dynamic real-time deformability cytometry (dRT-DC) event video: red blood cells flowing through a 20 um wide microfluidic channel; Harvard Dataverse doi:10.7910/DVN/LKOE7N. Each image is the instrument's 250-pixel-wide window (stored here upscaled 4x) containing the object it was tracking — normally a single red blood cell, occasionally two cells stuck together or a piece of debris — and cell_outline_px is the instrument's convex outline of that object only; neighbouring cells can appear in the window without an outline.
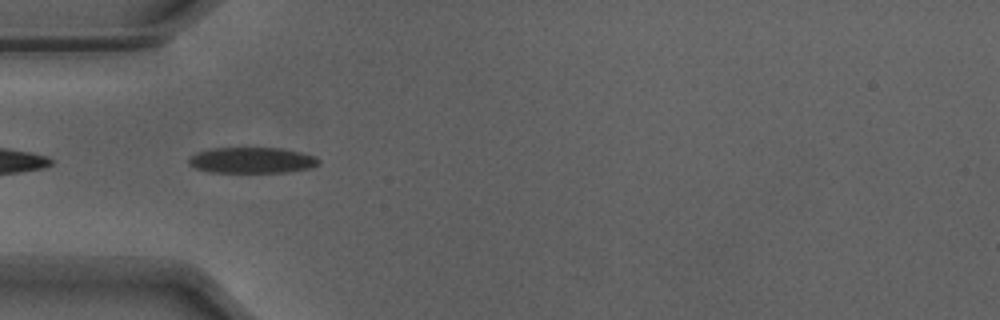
{"species": "Egyptian fruit bat (a non-hibernating species)", "species_latin": "Rousettus aegyptiacus", "temperature_condition": "warm", "stored_images_in_passage": 38, "camera_frame_rate_fps": 3000, "um_per_image_px": 0.085, "animal": {"sex": "male"}, "frame": {"image": 1, "passage_image": 2, "time_ms": 0.333, "image_size_px": [1000, 320], "cell_outline_px": [[320, 164], [312, 168], [288, 172], [208, 172], [196, 168], [188, 164], [188, 160], [196, 152], [212, 148], [280, 148], [300, 152], [316, 156], [320, 160]], "centroid_in_image_um": [21.44, 13.62], "position_along_channel_um": 63.6, "area_um2": 19.71}}
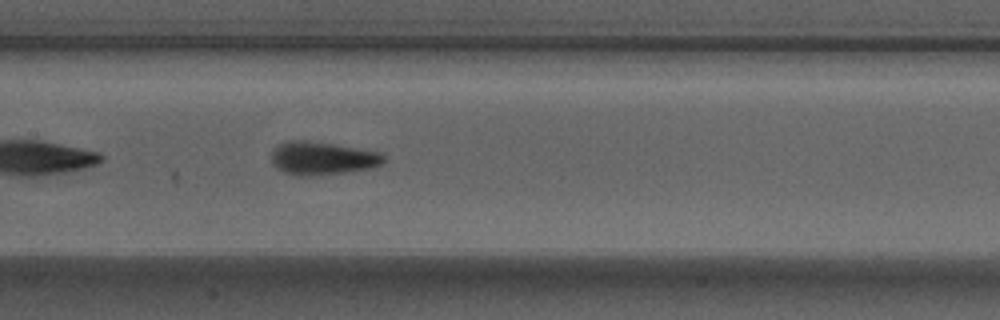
{"frame": {"image": 2, "passage_image": 11, "time_ms": 3.333, "image_size_px": [1000, 320], "cell_outline_px": [[388, 160], [384, 164], [372, 168], [320, 176], [292, 176], [276, 168], [272, 160], [272, 148], [288, 140], [304, 140], [332, 144], [380, 152]], "centroid_in_image_um": [27.41, 13.47], "position_along_channel_um": 180.0, "area_um2": 22.02}}
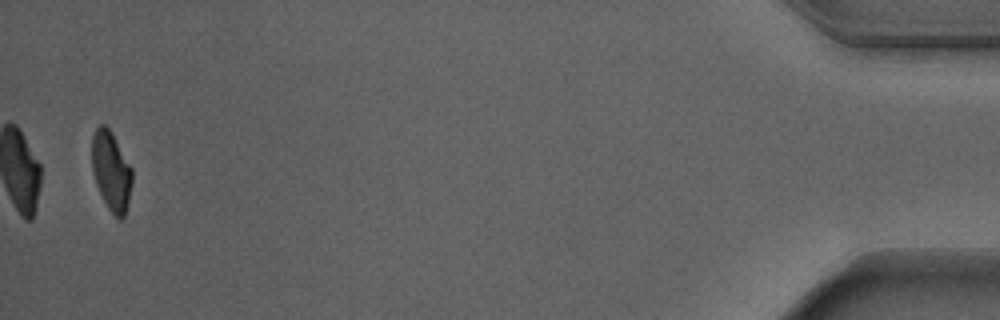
{"frame": {"image": 3, "passage_image": 37, "time_ms": 12.0, "image_size_px": [1000, 320], "cell_outline_px": [[132, 180], [128, 200], [124, 216], [120, 220], [108, 208], [96, 184], [92, 172], [92, 136], [96, 128], [100, 124], [104, 124], [112, 132], [132, 168]], "centroid_in_image_um": [9.44, 14.5], "position_along_channel_um": 425.8, "area_um2": 18.38}, "authors_computed_cell_mechanics": {"area_um2": 20.6346, "velocity_mm_per_s": 3.9045, "shape_relaxation_time_tau1_ms": 3.1615, "shape_relaxation_time_tau2_ms": 1.2957, "deformation_change_tau1": 0.1407, "deformation_change_tau2": 0.076}}